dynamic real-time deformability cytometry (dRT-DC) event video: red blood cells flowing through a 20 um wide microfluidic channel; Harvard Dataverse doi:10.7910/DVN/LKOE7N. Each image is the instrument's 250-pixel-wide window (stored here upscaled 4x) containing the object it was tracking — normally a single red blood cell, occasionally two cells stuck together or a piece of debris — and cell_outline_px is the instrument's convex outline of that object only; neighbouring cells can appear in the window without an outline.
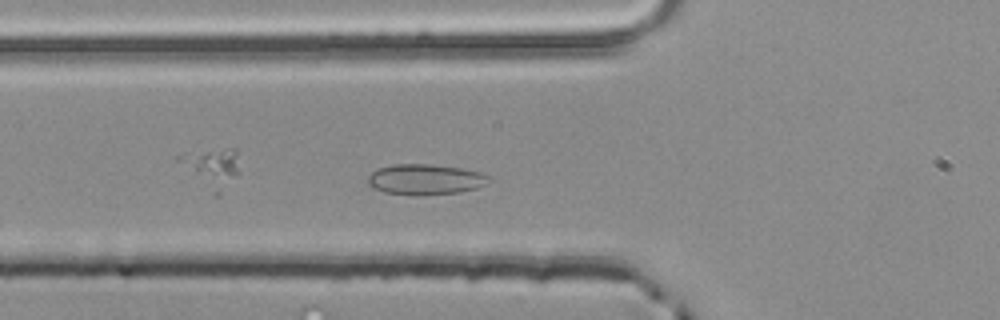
{"species": "common noctule bat (a hibernating species)", "species_latin": "Nyctalus noctula", "temperature_condition": "room temperature", "stored_images_in_passage": 46, "camera_frame_rate_fps": 3000, "um_per_image_px": 0.085, "animal": {"sex": "male", "body_mass_g": 20.4}, "frame": {"image": 1, "passage_image": 12, "time_ms": 3.667, "image_size_px": [1000, 320], "cell_outline_px": [[492, 180], [476, 188], [460, 192], [384, 192], [372, 188], [368, 184], [368, 176], [372, 172], [380, 168], [392, 164], [432, 164], [460, 168], [480, 172], [492, 176]], "centroid_in_image_um": [36.18, 15.19], "position_along_channel_um": 89.6, "area_um2": 20.63}}
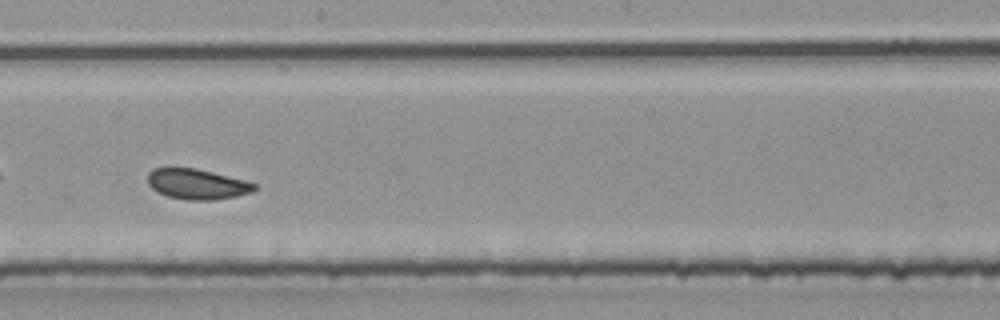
{"frame": {"image": 2, "passage_image": 23, "time_ms": 7.333, "image_size_px": [1000, 320], "cell_outline_px": [[256, 188], [252, 192], [236, 196], [216, 200], [188, 200], [168, 196], [156, 192], [148, 184], [148, 172], [152, 168], [196, 168], [244, 180], [256, 184]], "centroid_in_image_um": [16.73, 15.65], "position_along_channel_um": 231.5, "area_um2": 18.84}}
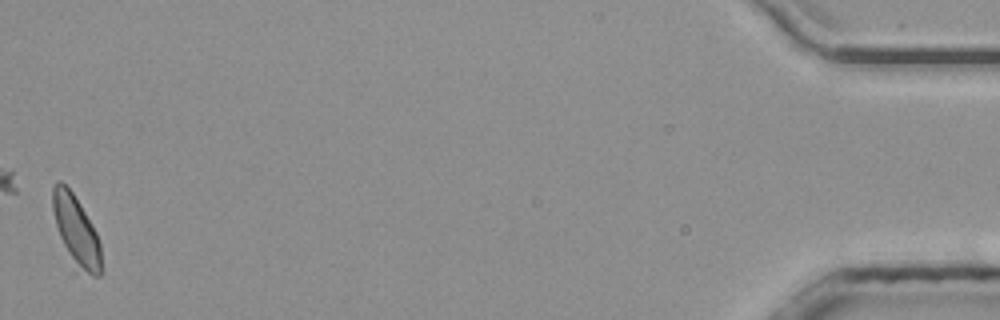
{"frame": {"image": 3, "passage_image": 46, "time_ms": 15.0, "image_size_px": [1000, 320], "cell_outline_px": [[104, 272], [100, 276], [92, 276], [72, 272], [56, 224], [52, 208], [52, 184], [56, 180], [60, 180], [72, 192], [80, 204], [96, 232], [100, 244]], "centroid_in_image_um": [6.49, 19.77], "position_along_channel_um": 428.7, "area_um2": 20.81}, "authors_computed_cell_mechanics": {"area_um2": 20.6635, "velocity_mm_per_s": 3.8699, "shape_relaxation_time_tau1_ms": 5.3733, "shape_relaxation_time_tau2_ms": 0.7967, "deformation_change_tau1": 0.0752, "deformation_change_tau2": 0.061}}